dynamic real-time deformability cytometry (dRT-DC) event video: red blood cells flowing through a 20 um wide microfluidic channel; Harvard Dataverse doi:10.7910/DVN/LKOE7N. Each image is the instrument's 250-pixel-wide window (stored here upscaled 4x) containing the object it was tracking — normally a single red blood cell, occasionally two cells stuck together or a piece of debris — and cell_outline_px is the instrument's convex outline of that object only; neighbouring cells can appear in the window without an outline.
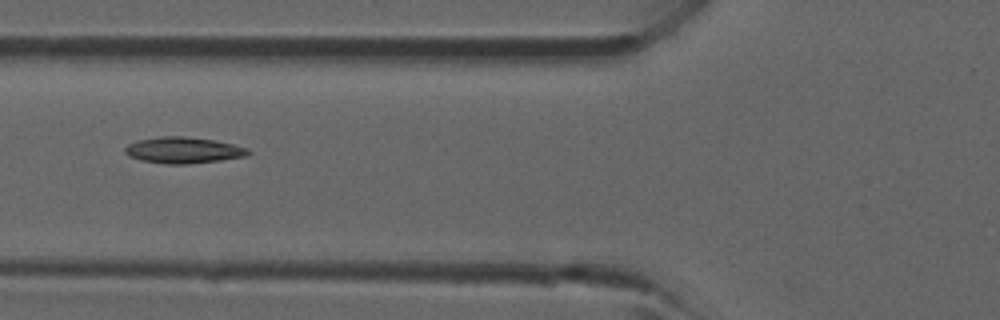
{"species": "common noctule bat (a hibernating species)", "species_latin": "Nyctalus noctula", "temperature_condition": "room temperature", "stored_images_in_passage": 5, "camera_frame_rate_fps": 3000, "um_per_image_px": 0.085, "animal": {"sex": "male", "forearm_length_mm": 52.5}, "frame": {"image": 1, "passage_image": 5, "time_ms": 4.667, "image_size_px": [1000, 320], "cell_outline_px": [[252, 152], [248, 156], [220, 160], [188, 164], [168, 164], [140, 160], [128, 156], [124, 152], [124, 148], [128, 144], [136, 140], [164, 136], [184, 136], [212, 140], [232, 144], [248, 148]], "centroid_in_image_um": [15.57, 12.77], "position_along_channel_um": 110.2, "area_um2": 18.84}}